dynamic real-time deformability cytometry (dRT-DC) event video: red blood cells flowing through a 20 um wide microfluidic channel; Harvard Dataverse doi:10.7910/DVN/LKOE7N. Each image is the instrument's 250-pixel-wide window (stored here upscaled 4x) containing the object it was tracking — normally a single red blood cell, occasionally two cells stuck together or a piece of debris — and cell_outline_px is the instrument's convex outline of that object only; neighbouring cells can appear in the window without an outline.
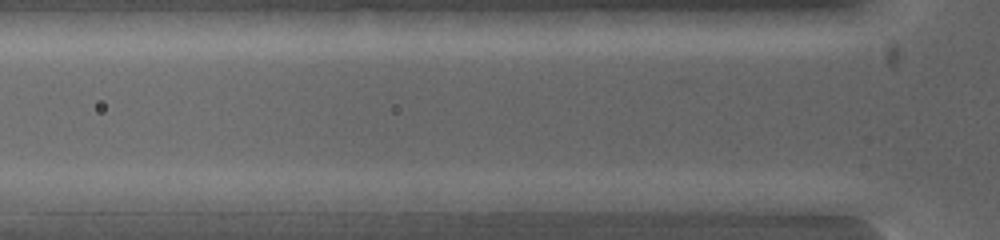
{"species": "common noctule bat (a hibernating species)", "species_latin": "Nyctalus noctula", "temperature_condition": "warm", "stored_images_in_passage": 2, "camera_frame_rate_fps": 5000, "um_per_image_px": 0.085, "animal": {"sex": "female", "body_mass_g": 19.0, "forearm_length_mm": 53.3}, "frame": {"image": 1, "passage_image": 2, "time_ms": 0.2, "image_size_px": [1000, 240], "cell_outline_px": [[664, 200], [656, 208], [608, 212], [500, 212], [492, 200], [548, 192], [640, 192]], "centroid_in_image_um": [49.14, 17.2], "position_along_channel_um": 76.7, "area_um2": 21.04}}